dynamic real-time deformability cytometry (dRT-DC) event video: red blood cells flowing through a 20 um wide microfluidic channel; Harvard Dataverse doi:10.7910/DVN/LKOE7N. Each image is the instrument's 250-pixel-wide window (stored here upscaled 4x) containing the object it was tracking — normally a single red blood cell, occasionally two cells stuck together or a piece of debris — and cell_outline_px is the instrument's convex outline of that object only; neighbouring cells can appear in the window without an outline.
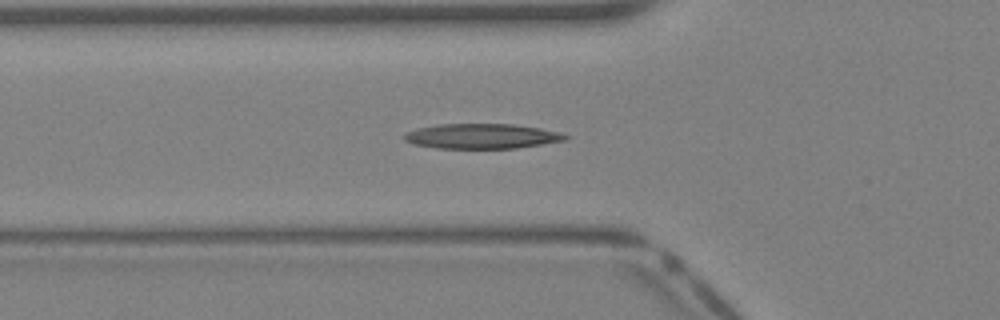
{"species": "Egyptian fruit bat (a non-hibernating species)", "species_latin": "Rousettus aegyptiacus", "temperature_condition": "warm", "stored_images_in_passage": 40, "camera_frame_rate_fps": 3000, "um_per_image_px": 0.085, "animal": {"sex": "female"}, "frame": {"image": 1, "passage_image": 13, "time_ms": 4.0, "image_size_px": [1000, 320], "cell_outline_px": [[572, 136], [568, 140], [516, 148], [436, 148], [416, 144], [404, 140], [404, 132], [416, 128], [440, 124], [512, 124], [540, 128], [560, 132]], "centroid_in_image_um": [40.99, 11.57], "position_along_channel_um": 84.8, "area_um2": 23.52}}
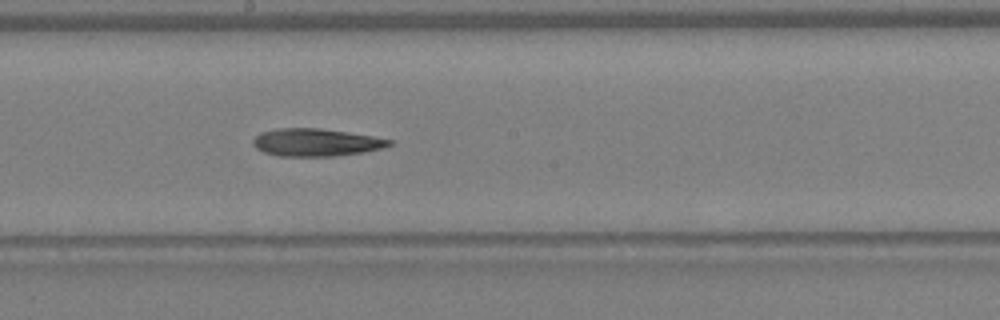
{"frame": {"image": 2, "passage_image": 21, "time_ms": 6.667, "image_size_px": [1000, 320], "cell_outline_px": [[392, 144], [384, 148], [364, 152], [336, 156], [276, 156], [264, 152], [256, 148], [252, 144], [252, 140], [260, 132], [280, 128], [320, 128], [348, 132], [372, 136], [392, 140]], "centroid_in_image_um": [26.85, 12.11], "position_along_channel_um": 221.4, "area_um2": 22.02}}
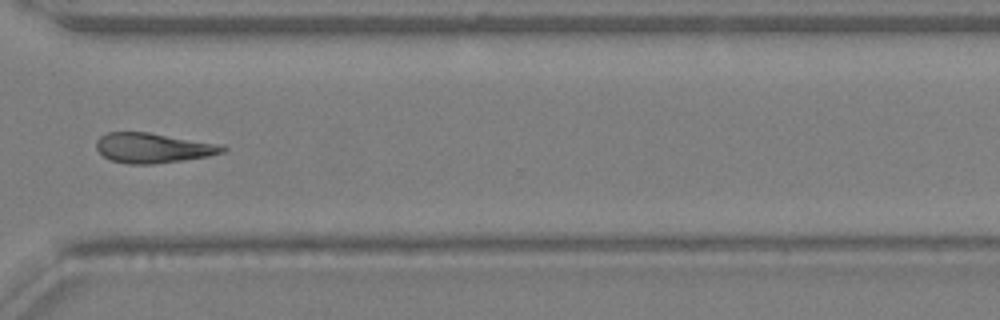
{"frame": {"image": 3, "passage_image": 29, "time_ms": 9.333, "image_size_px": [1000, 320], "cell_outline_px": [[228, 148], [224, 152], [208, 156], [184, 160], [152, 164], [128, 164], [108, 160], [96, 148], [96, 140], [100, 136], [108, 132], [148, 132], [224, 144]], "centroid_in_image_um": [13.03, 12.57], "position_along_channel_um": 357.6, "area_um2": 22.31}}